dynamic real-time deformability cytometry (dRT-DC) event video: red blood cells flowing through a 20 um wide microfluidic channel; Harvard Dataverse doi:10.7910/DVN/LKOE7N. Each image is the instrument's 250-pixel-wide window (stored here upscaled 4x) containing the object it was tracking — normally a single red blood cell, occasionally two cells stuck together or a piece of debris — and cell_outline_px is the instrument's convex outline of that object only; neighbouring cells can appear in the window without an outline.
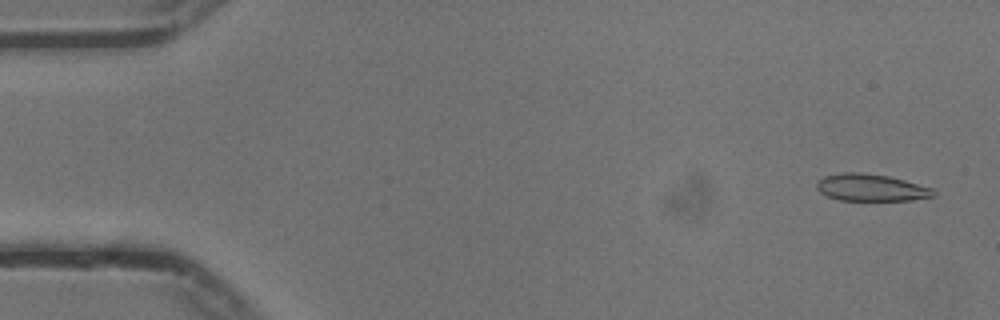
{"species": "common noctule bat (a hibernating species)", "species_latin": "Nyctalus noctula", "temperature_condition": "cold", "stored_images_in_passage": 55, "camera_frame_rate_fps": 3000, "um_per_image_px": 0.085, "animal": {"sex": "male", "body_mass_g": 13.3}, "frame": {"image": 1, "passage_image": 2, "time_ms": 0.333, "image_size_px": [1000, 320], "cell_outline_px": [[936, 196], [912, 200], [840, 200], [828, 196], [820, 192], [816, 188], [816, 180], [824, 176], [844, 172], [860, 172], [888, 176], [904, 180], [932, 188], [936, 192]], "centroid_in_image_um": [74.03, 15.94], "position_along_channel_um": 11.0, "area_um2": 18.44}}
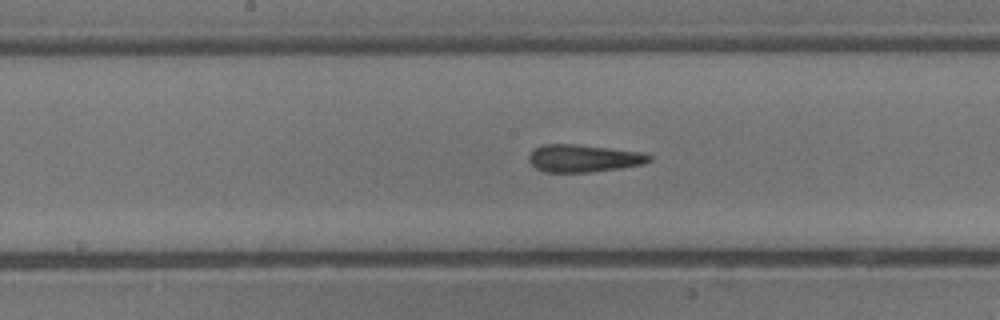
{"frame": {"image": 2, "passage_image": 27, "time_ms": 8.667, "image_size_px": [1000, 320], "cell_outline_px": [[652, 160], [644, 164], [620, 168], [588, 172], [544, 172], [536, 168], [528, 160], [528, 156], [532, 148], [544, 144], [572, 144], [644, 152], [652, 156]], "centroid_in_image_um": [49.59, 13.45], "position_along_channel_um": 198.6, "area_um2": 19.36}}
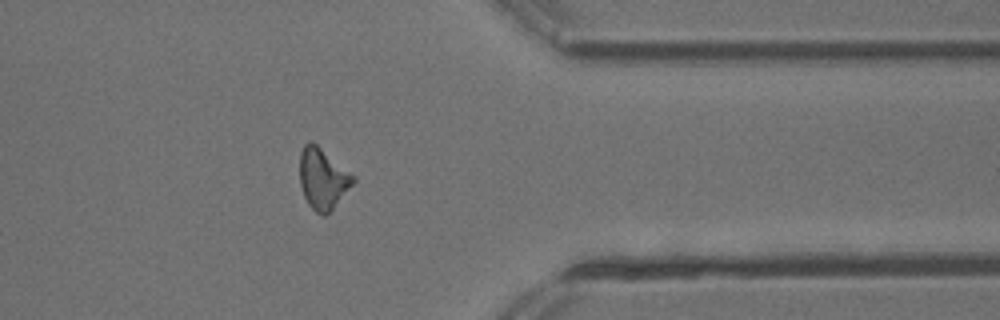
{"frame": {"image": 3, "passage_image": 43, "time_ms": 14.0, "image_size_px": [1000, 320], "cell_outline_px": [[356, 180], [332, 208], [324, 216], [316, 212], [308, 204], [304, 196], [300, 184], [300, 152], [304, 144], [308, 140], [312, 140], [356, 176]], "centroid_in_image_um": [27.42, 15.13], "position_along_channel_um": 384.0, "area_um2": 18.9}, "authors_computed_cell_mechanics": {"area_um2": 18.8428, "velocity_mm_per_s": 3.7501, "shape_relaxation_time_tau1_ms": 7.6374, "shape_relaxation_time_tau2_ms": 3.1933, "deformation_change_tau1": 0.1793, "deformation_change_tau2": 0.1137}}